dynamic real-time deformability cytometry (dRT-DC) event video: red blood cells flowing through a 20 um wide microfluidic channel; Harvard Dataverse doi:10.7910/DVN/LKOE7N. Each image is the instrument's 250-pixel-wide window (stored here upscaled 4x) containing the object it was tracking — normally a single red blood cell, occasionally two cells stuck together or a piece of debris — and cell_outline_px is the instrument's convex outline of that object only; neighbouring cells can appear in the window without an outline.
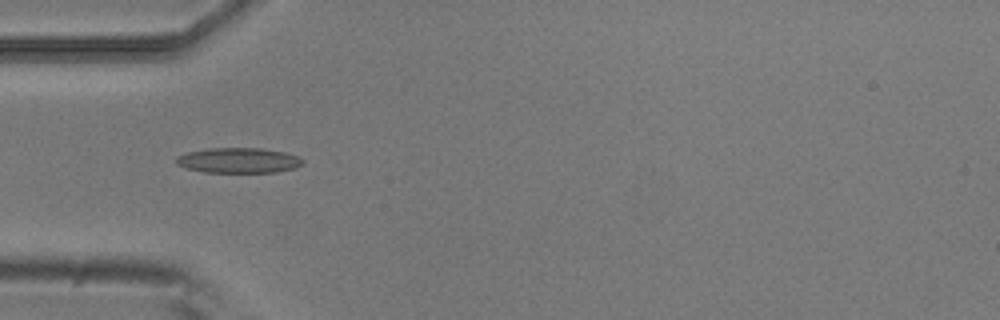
{"species": "common noctule bat (a hibernating species)", "species_latin": "Nyctalus noctula", "temperature_condition": "room temperature", "stored_images_in_passage": 4, "camera_frame_rate_fps": 3000, "um_per_image_px": 0.085, "animal": {"sex": "male", "body_mass_g": 20.5, "forearm_length_mm": 52.5}, "frame": {"image": 1, "passage_image": 2, "time_ms": 0.333, "image_size_px": [1000, 320], "cell_outline_px": [[304, 164], [296, 168], [276, 172], [204, 172], [184, 168], [176, 164], [176, 156], [188, 152], [208, 148], [260, 148], [284, 152], [296, 156], [304, 160]], "centroid_in_image_um": [20.26, 13.64], "position_along_channel_um": 64.7, "area_um2": 18.67}}
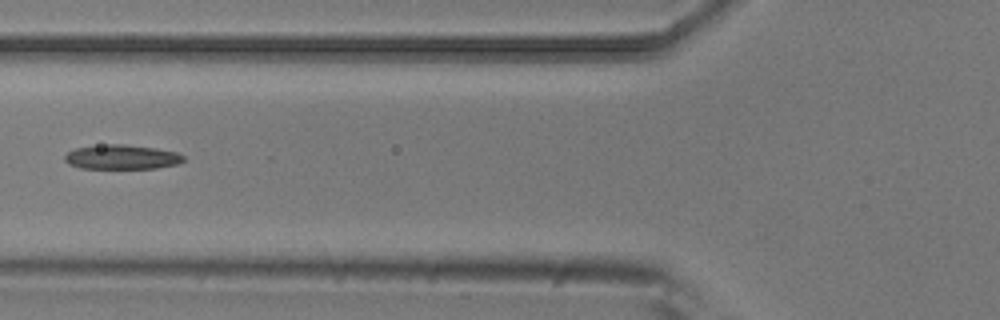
{"frame": {"image": 2, "passage_image": 3, "time_ms": 0.667, "image_size_px": [1000, 320], "cell_outline_px": [[184, 160], [176, 164], [156, 168], [80, 168], [68, 164], [64, 160], [64, 156], [68, 152], [76, 148], [108, 144], [124, 144], [152, 148], [176, 152], [184, 156]], "centroid_in_image_um": [10.31, 13.35], "position_along_channel_um": 115.5, "area_um2": 16.7}}
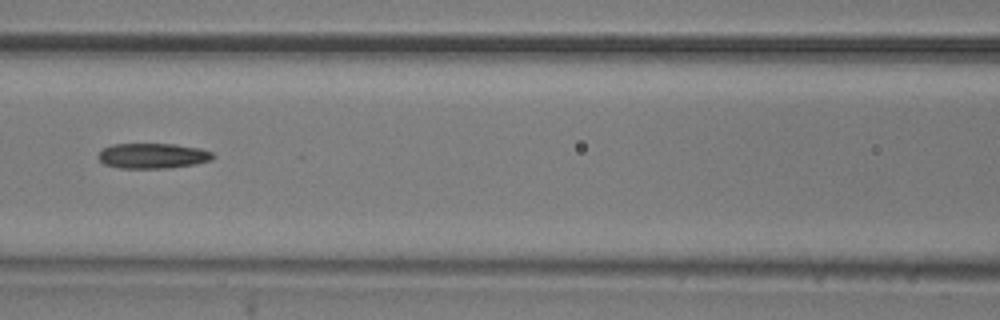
{"frame": {"image": 3, "passage_image": 4, "time_ms": 1.0, "image_size_px": [1000, 320], "cell_outline_px": [[216, 156], [212, 160], [196, 164], [168, 168], [120, 168], [104, 164], [96, 156], [104, 148], [112, 144], [176, 144], [200, 148], [212, 152]], "centroid_in_image_um": [13.01, 13.24], "position_along_channel_um": 153.6, "area_um2": 16.99}}